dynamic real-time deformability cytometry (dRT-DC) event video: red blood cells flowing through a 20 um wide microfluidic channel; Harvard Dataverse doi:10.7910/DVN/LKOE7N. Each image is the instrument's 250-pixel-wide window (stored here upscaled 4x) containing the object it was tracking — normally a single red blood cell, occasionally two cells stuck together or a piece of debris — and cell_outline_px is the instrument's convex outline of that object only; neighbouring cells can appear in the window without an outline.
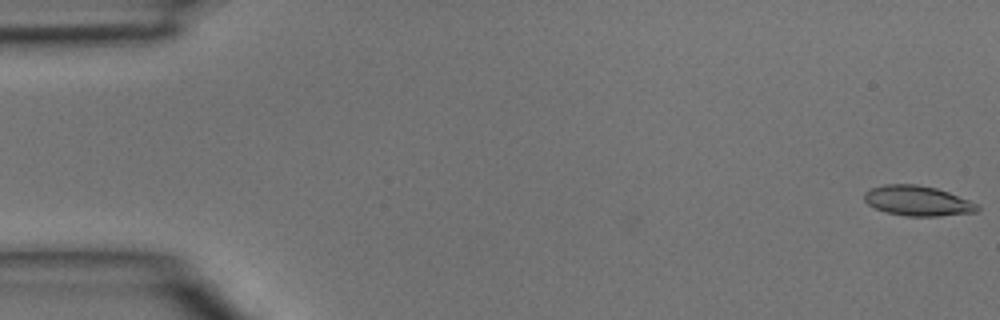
{"species": "common noctule bat (a hibernating species)", "species_latin": "Nyctalus noctula", "temperature_condition": "room temperature", "stored_images_in_passage": 3, "camera_frame_rate_fps": 3000, "um_per_image_px": 0.085, "animal": {"sex": "male", "body_mass_g": 15.6}, "frame": {"image": 1, "passage_image": 3, "time_ms": 0.667, "image_size_px": [1000, 320], "cell_outline_px": [[980, 208], [976, 212], [940, 216], [908, 216], [884, 212], [868, 204], [864, 200], [864, 192], [872, 188], [884, 184], [916, 184], [936, 188], [948, 192], [980, 204]], "centroid_in_image_um": [78.01, 17.07], "position_along_channel_um": 7.0, "area_um2": 19.88}}